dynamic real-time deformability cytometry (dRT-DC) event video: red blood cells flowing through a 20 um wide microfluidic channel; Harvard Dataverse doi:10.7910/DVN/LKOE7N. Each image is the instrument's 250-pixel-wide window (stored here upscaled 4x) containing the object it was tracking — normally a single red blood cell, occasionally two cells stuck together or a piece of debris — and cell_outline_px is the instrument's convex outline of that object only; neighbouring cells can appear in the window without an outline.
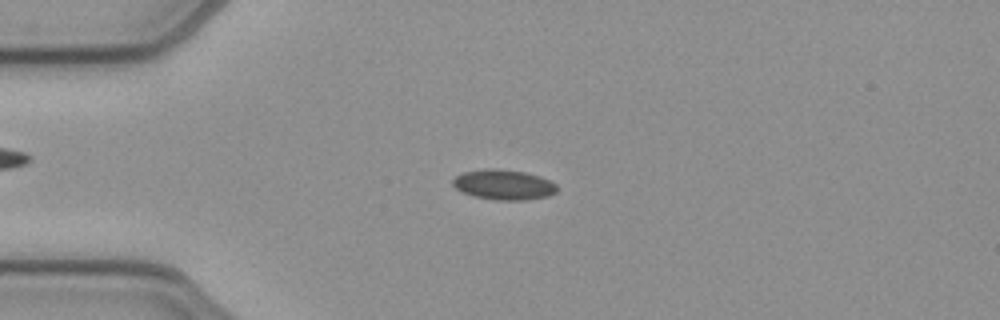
{"species": "common noctule bat (a hibernating species)", "species_latin": "Nyctalus noctula", "temperature_condition": "cold", "stored_images_in_passage": 51, "camera_frame_rate_fps": 3000, "um_per_image_px": 0.085, "animal": {"sex": "female", "body_mass_g": 21.9}, "frame": {"image": 1, "passage_image": 12, "time_ms": 3.667, "image_size_px": [1000, 320], "cell_outline_px": [[556, 192], [548, 196], [528, 200], [496, 200], [476, 196], [464, 192], [456, 188], [452, 184], [452, 180], [456, 176], [464, 172], [488, 168], [492, 168], [524, 172], [540, 176], [556, 184]], "centroid_in_image_um": [42.83, 15.7], "position_along_channel_um": 42.2, "area_um2": 18.09}}
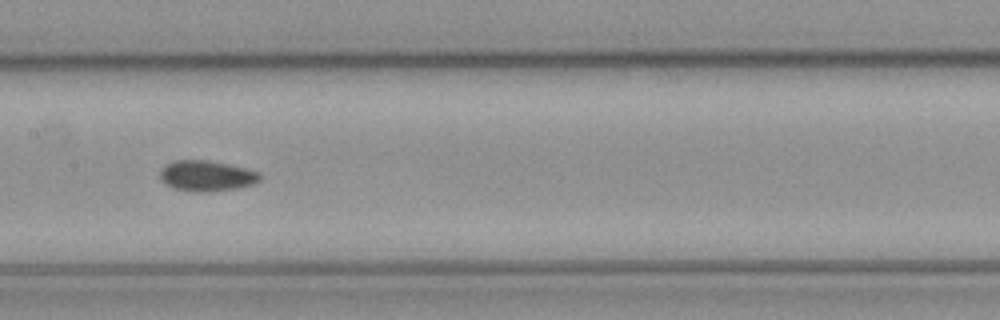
{"frame": {"image": 2, "passage_image": 25, "time_ms": 8.0, "image_size_px": [1000, 320], "cell_outline_px": [[260, 180], [252, 184], [236, 188], [208, 192], [196, 192], [172, 188], [160, 180], [160, 172], [164, 164], [172, 160], [208, 160], [228, 164], [244, 168], [256, 172], [260, 176]], "centroid_in_image_um": [17.49, 14.94], "position_along_channel_um": 189.9, "area_um2": 17.8}}
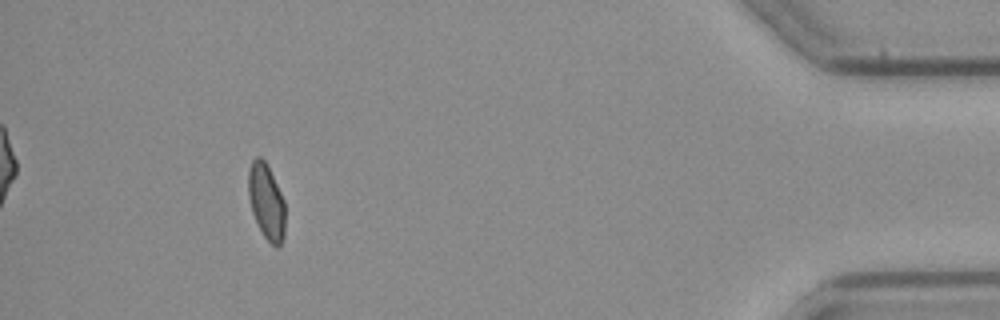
{"frame": {"image": 3, "passage_image": 47, "time_ms": 15.333, "image_size_px": [1000, 320], "cell_outline_px": [[284, 236], [280, 244], [276, 248], [264, 236], [252, 212], [248, 196], [248, 168], [252, 160], [256, 156], [260, 156], [268, 164], [284, 200]], "centroid_in_image_um": [22.62, 17.08], "position_along_channel_um": 412.6, "area_um2": 16.24}, "authors_computed_cell_mechanics": {"area_um2": 17.1666, "velocity_mm_per_s": 3.9244, "shape_relaxation_time_tau1_ms": null, "shape_relaxation_time_tau2_ms": 2.6764, "deformation_change_tau1": null, "deformation_change_tau2": 0.0521}}